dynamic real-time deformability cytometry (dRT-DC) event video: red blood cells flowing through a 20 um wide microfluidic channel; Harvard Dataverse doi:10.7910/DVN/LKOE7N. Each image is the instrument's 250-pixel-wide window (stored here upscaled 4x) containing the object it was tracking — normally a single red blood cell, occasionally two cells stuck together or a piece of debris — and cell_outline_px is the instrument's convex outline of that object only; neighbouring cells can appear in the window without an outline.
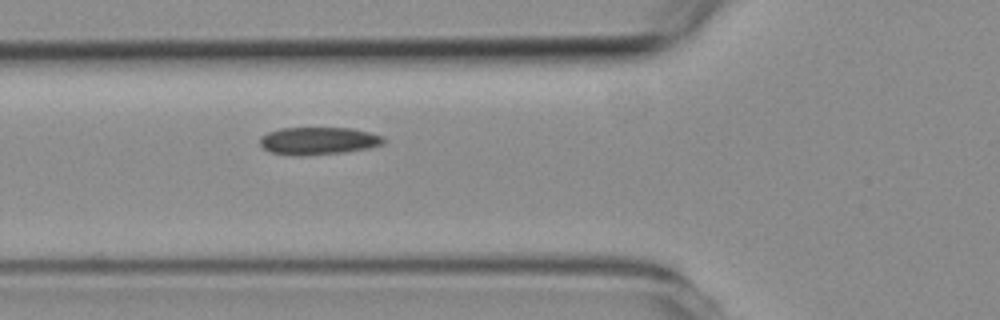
{"species": "common noctule bat (a hibernating species)", "species_latin": "Nyctalus noctula", "temperature_condition": "room temperature", "stored_images_in_passage": 3, "camera_frame_rate_fps": 3000, "um_per_image_px": 0.085, "animal": {"sex": "female", "body_mass_g": 19.3, "forearm_length_mm": 54.1}, "frame": {"image": 1, "passage_image": 3, "time_ms": 3.0, "image_size_px": [1000, 320], "cell_outline_px": [[384, 144], [368, 148], [344, 152], [304, 156], [292, 156], [272, 152], [264, 148], [260, 144], [260, 136], [268, 132], [280, 128], [352, 128], [368, 132], [380, 136], [384, 140]], "centroid_in_image_um": [27.02, 11.98], "position_along_channel_um": 98.8, "area_um2": 19.83}}